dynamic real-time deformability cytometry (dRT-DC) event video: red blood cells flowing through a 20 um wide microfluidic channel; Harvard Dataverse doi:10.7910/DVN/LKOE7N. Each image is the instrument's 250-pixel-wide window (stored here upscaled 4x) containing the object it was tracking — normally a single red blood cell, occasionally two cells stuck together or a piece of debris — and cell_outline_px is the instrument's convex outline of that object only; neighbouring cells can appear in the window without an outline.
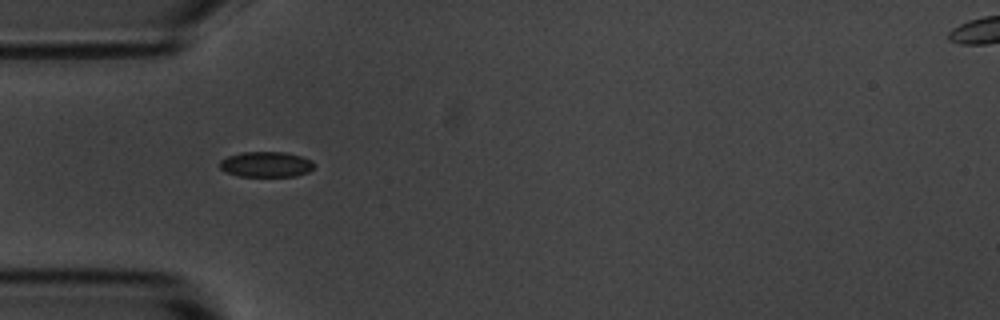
{"species": "common noctule bat (a hibernating species)", "species_latin": "Nyctalus noctula", "temperature_condition": "room temperature", "stored_images_in_passage": 7, "camera_frame_rate_fps": 3000, "um_per_image_px": 0.085, "animal": {"sex": "male", "body_mass_g": 20.1, "forearm_length_mm": 53.5}, "frame": {"image": 1, "passage_image": 6, "time_ms": 6.667, "image_size_px": [1000, 320], "cell_outline_px": [[312, 168], [308, 172], [296, 176], [240, 176], [228, 172], [220, 168], [220, 160], [228, 156], [240, 152], [284, 152], [300, 156], [312, 160]], "centroid_in_image_um": [22.61, 13.96], "position_along_channel_um": 62.4, "area_um2": 13.81}}